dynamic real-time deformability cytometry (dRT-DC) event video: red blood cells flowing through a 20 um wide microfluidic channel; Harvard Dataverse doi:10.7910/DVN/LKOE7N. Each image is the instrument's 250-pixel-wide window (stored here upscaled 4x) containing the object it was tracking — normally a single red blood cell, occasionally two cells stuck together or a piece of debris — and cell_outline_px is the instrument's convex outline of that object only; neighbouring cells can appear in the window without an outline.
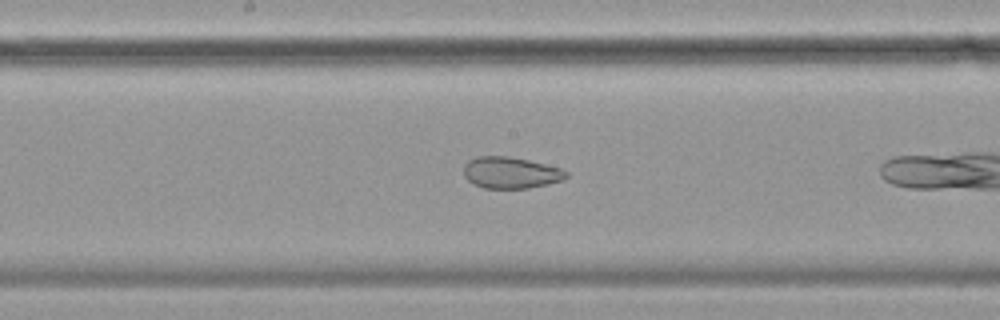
{"species": "common noctule bat (a hibernating species)", "species_latin": "Nyctalus noctula", "temperature_condition": "cold", "stored_images_in_passage": 23, "camera_frame_rate_fps": 3000, "um_per_image_px": 0.085, "animal": {"sex": "female", "body_mass_g": 19.9}, "frame": {"image": 1, "passage_image": 14, "time_ms": 4.333, "image_size_px": [1000, 320], "cell_outline_px": [[568, 176], [564, 180], [548, 184], [528, 188], [484, 188], [468, 180], [464, 176], [464, 164], [468, 160], [476, 156], [508, 156], [528, 160], [560, 168], [568, 172]], "centroid_in_image_um": [43.41, 14.67], "position_along_channel_um": 204.8, "area_um2": 18.79}}
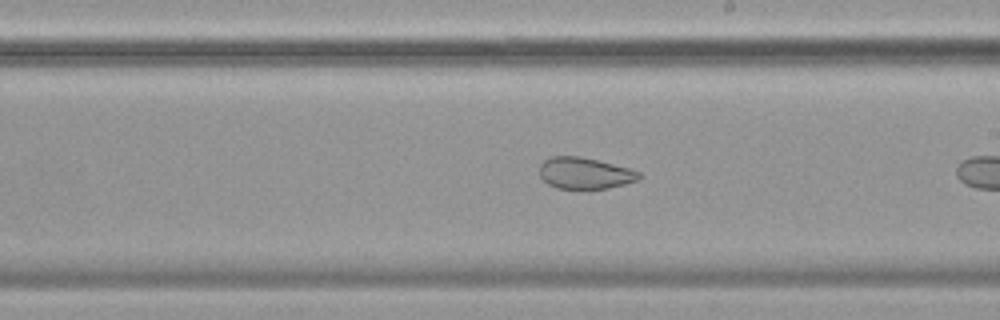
{"frame": {"image": 2, "passage_image": 17, "time_ms": 5.333, "image_size_px": [1000, 320], "cell_outline_px": [[644, 176], [640, 180], [608, 188], [556, 188], [548, 184], [540, 176], [540, 164], [544, 160], [552, 156], [580, 156], [632, 168], [640, 172]], "centroid_in_image_um": [49.76, 14.71], "position_along_channel_um": 239.2, "area_um2": 18.38}}